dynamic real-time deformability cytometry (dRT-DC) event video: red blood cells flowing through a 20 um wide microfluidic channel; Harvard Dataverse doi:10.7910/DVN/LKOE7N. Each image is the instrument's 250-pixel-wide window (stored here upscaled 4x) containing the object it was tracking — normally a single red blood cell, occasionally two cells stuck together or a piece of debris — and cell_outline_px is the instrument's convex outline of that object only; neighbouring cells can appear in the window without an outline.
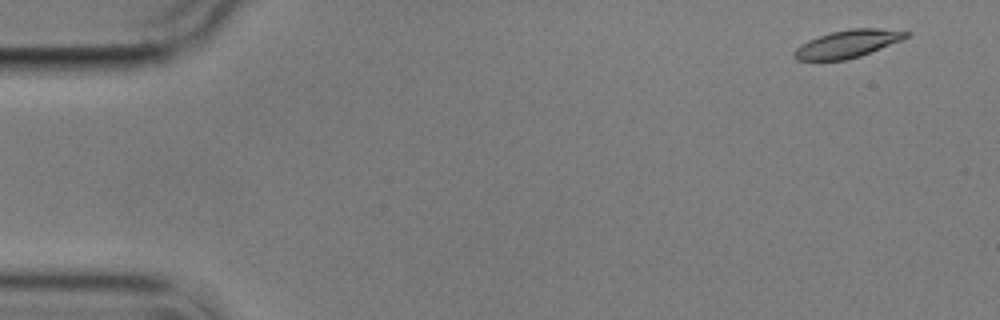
{"species": "common noctule bat (a hibernating species)", "species_latin": "Nyctalus noctula", "temperature_condition": "cold", "stored_images_in_passage": 5, "segment_of_instrument_passage": [1, 2], "camera_frame_rate_fps": 3000, "um_per_image_px": 0.085, "animal": {"sex": "male", "body_mass_g": 17.9}, "frame": {"image": 1, "passage_image": 1, "time_ms": 0.0, "image_size_px": [1000, 320], "cell_outline_px": [[912, 36], [904, 40], [860, 56], [848, 60], [796, 60], [792, 56], [792, 52], [800, 44], [808, 40], [832, 32], [852, 28], [880, 28], [912, 32]], "centroid_in_image_um": [72.1, 3.72], "position_along_channel_um": 12.9, "area_um2": 18.32}}